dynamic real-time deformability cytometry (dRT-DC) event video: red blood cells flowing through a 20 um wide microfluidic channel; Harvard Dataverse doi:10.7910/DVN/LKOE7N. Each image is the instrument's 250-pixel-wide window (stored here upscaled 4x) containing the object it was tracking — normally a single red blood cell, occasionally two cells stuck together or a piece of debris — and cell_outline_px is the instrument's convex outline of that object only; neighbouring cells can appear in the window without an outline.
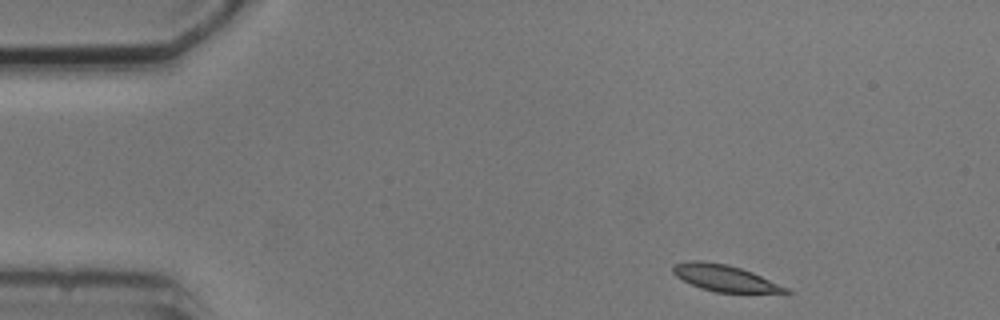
{"species": "common noctule bat (a hibernating species)", "species_latin": "Nyctalus noctula", "temperature_condition": "cold", "stored_images_in_passage": 3, "camera_frame_rate_fps": 3000, "um_per_image_px": 0.085, "animal": {"sex": "male", "body_mass_g": 20.5, "forearm_length_mm": 52.5}, "frame": {"image": 1, "passage_image": 1, "time_ms": 0.0, "image_size_px": [1000, 320], "cell_outline_px": [[792, 292], [788, 296], [716, 292], [700, 288], [676, 276], [672, 272], [672, 264], [692, 260], [700, 260], [728, 264], [752, 272], [788, 288]], "centroid_in_image_um": [61.75, 23.69], "position_along_channel_um": 23.2, "area_um2": 18.21}}